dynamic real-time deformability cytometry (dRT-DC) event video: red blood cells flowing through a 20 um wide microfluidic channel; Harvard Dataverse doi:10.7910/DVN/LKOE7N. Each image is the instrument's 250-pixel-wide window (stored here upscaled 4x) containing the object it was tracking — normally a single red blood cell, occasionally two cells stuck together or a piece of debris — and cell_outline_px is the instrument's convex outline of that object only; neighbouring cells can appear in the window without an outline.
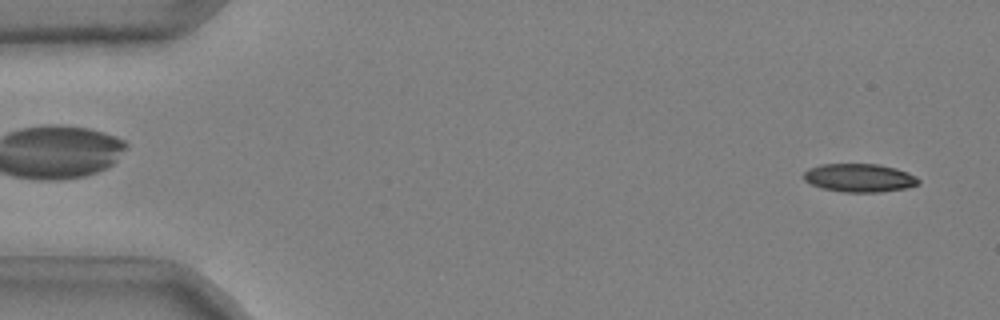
{"species": "common noctule bat (a hibernating species)", "species_latin": "Nyctalus noctula", "temperature_condition": "cold", "stored_images_in_passage": 50, "camera_frame_rate_fps": 3000, "um_per_image_px": 0.085, "animal": {"sex": "male", "body_mass_g": 20.4}, "frame": {"image": 1, "passage_image": 2, "time_ms": 0.333, "image_size_px": [1000, 320], "cell_outline_px": [[920, 184], [904, 188], [880, 192], [844, 192], [820, 188], [804, 180], [804, 172], [808, 168], [820, 164], [876, 164], [896, 168], [908, 172], [916, 176], [920, 180]], "centroid_in_image_um": [73.05, 15.11], "position_along_channel_um": 12.0, "area_um2": 19.02}}
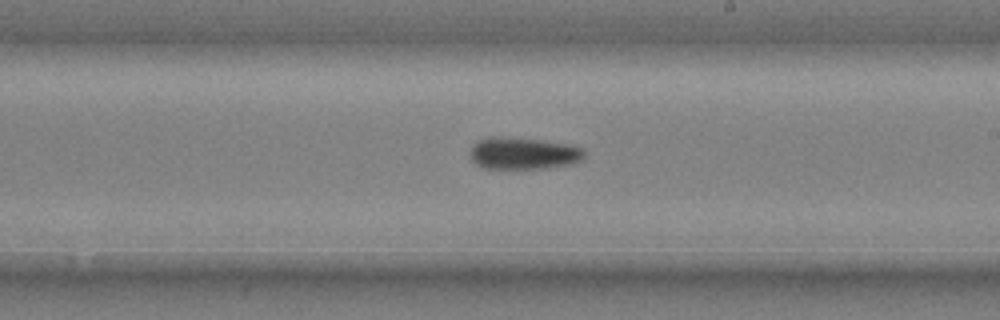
{"frame": {"image": 2, "passage_image": 30, "time_ms": 9.667, "image_size_px": [1000, 320], "cell_outline_px": [[584, 156], [580, 160], [572, 164], [544, 168], [484, 168], [476, 164], [472, 160], [472, 148], [476, 140], [488, 136], [500, 136], [544, 140], [572, 144], [584, 148]], "centroid_in_image_um": [44.51, 13.01], "position_along_channel_um": 244.5, "area_um2": 21.44}}
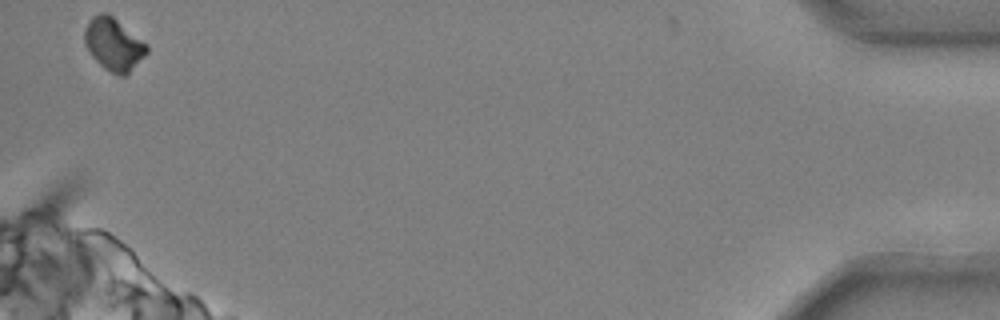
{"frame": {"image": 3, "passage_image": 50, "time_ms": 16.333, "image_size_px": [1000, 320], "cell_outline_px": [[148, 52], [124, 76], [120, 76], [104, 68], [92, 56], [84, 44], [84, 28], [88, 20], [92, 16], [100, 12], [108, 12], [148, 44]], "centroid_in_image_um": [9.64, 3.72], "position_along_channel_um": 425.6, "area_um2": 19.07}}